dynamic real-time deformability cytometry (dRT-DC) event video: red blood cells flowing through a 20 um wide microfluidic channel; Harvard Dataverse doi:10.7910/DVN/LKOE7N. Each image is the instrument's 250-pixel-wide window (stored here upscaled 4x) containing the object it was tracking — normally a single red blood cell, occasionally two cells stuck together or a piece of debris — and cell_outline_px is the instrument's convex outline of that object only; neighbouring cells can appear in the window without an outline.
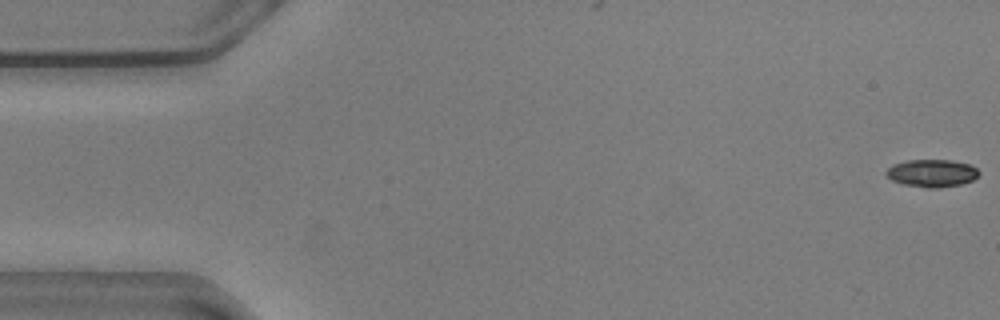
{"species": "common noctule bat (a hibernating species)", "species_latin": "Nyctalus noctula", "temperature_condition": "warm", "stored_images_in_passage": 56, "camera_frame_rate_fps": 3000, "um_per_image_px": 0.085, "animal": {"sex": "male", "body_mass_g": 20.5, "forearm_length_mm": 52.5}, "frame": {"image": 1, "passage_image": 1, "time_ms": 0.0, "image_size_px": [1000, 320], "cell_outline_px": [[980, 172], [972, 180], [960, 184], [940, 188], [928, 188], [904, 184], [892, 180], [884, 172], [892, 164], [908, 160], [952, 160], [972, 164]], "centroid_in_image_um": [79.22, 14.71], "position_along_channel_um": 5.8, "area_um2": 14.91}}
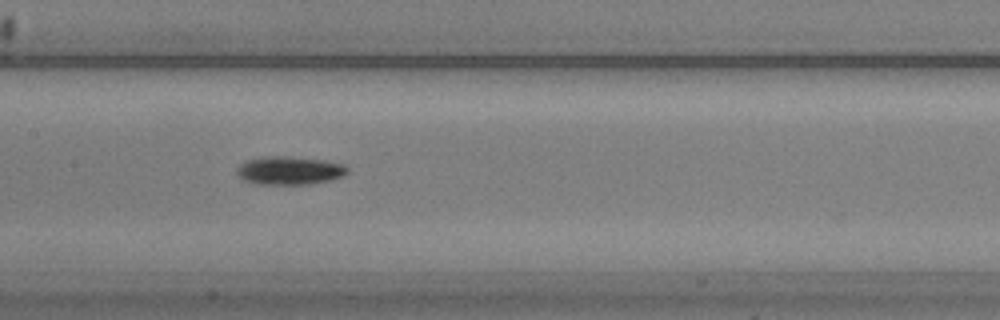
{"frame": {"image": 2, "passage_image": 27, "time_ms": 8.667, "image_size_px": [1000, 320], "cell_outline_px": [[348, 172], [344, 176], [332, 180], [308, 184], [256, 184], [244, 180], [236, 172], [236, 168], [240, 164], [248, 160], [264, 156], [284, 156], [324, 160], [344, 164], [348, 168]], "centroid_in_image_um": [24.63, 14.49], "position_along_channel_um": 182.8, "area_um2": 18.26}}
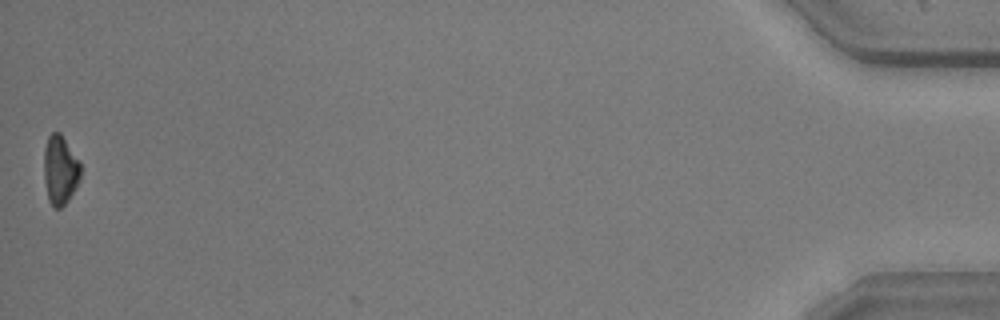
{"frame": {"image": 3, "passage_image": 56, "time_ms": 18.333, "image_size_px": [1000, 320], "cell_outline_px": [[80, 180], [76, 188], [68, 200], [60, 208], [56, 208], [48, 200], [44, 180], [44, 148], [48, 136], [52, 132], [60, 132], [80, 160]], "centroid_in_image_um": [5.12, 14.43], "position_along_channel_um": 430.1, "area_um2": 14.91}, "authors_computed_cell_mechanics": {"area_um2": 15.8372, "velocity_mm_per_s": 3.6197, "shape_relaxation_time_tau1_ms": 2.6065, "shape_relaxation_time_tau2_ms": null, "deformation_change_tau1": 0.1523, "deformation_change_tau2": null}}